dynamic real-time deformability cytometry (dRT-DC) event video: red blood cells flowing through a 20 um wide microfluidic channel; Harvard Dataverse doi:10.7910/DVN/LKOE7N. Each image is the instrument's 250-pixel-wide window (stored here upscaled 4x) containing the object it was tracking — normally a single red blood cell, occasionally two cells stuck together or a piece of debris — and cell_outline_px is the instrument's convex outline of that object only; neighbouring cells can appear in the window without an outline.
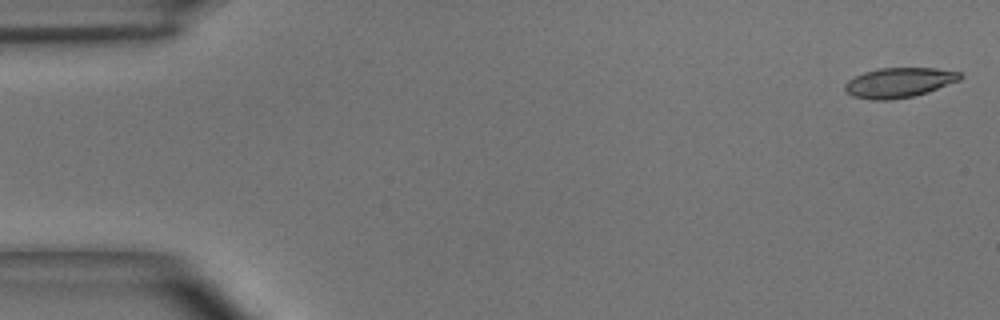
{"species": "common noctule bat (a hibernating species)", "species_latin": "Nyctalus noctula", "temperature_condition": "room temperature", "stored_images_in_passage": 49, "camera_frame_rate_fps": 3000, "um_per_image_px": 0.085, "animal": {"sex": "male", "body_mass_g": 15.6}, "frame": {"image": 1, "passage_image": 1, "time_ms": 0.0, "image_size_px": [1000, 320], "cell_outline_px": [[964, 76], [960, 80], [928, 92], [912, 96], [888, 100], [872, 100], [852, 96], [844, 88], [844, 84], [848, 80], [864, 72], [880, 68], [936, 68], [960, 72]], "centroid_in_image_um": [76.43, 7.01], "position_along_channel_um": 8.6, "area_um2": 20.0}}
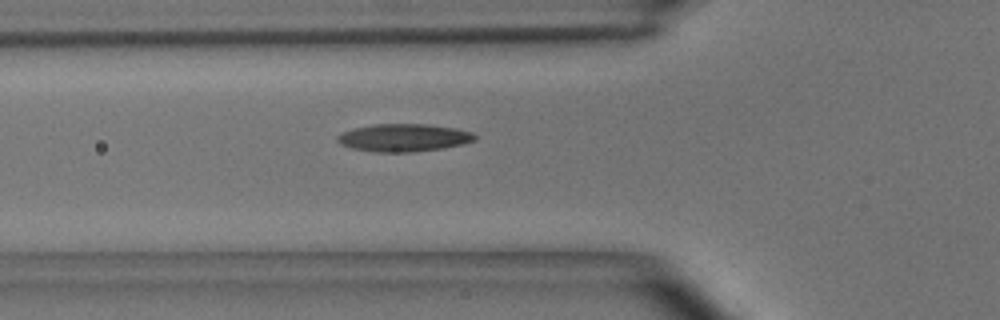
{"frame": {"image": 2, "passage_image": 17, "time_ms": 5.333, "image_size_px": [1000, 320], "cell_outline_px": [[476, 140], [464, 144], [440, 148], [412, 152], [376, 152], [352, 148], [340, 144], [336, 140], [336, 136], [352, 128], [372, 124], [428, 124], [456, 128], [472, 132], [476, 136]], "centroid_in_image_um": [34.31, 11.7], "position_along_channel_um": 91.5, "area_um2": 22.25}}
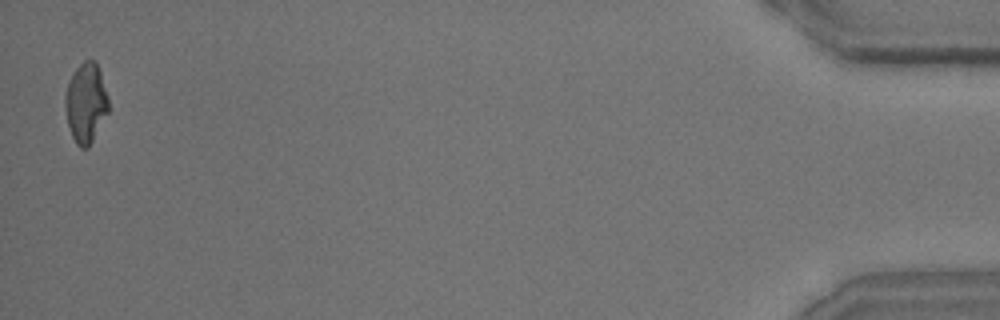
{"frame": {"image": 3, "passage_image": 49, "time_ms": 16.0, "image_size_px": [1000, 320], "cell_outline_px": [[108, 112], [88, 148], [80, 148], [76, 144], [72, 136], [68, 124], [64, 104], [64, 96], [68, 84], [76, 68], [84, 60], [96, 60], [108, 96]], "centroid_in_image_um": [7.29, 8.75], "position_along_channel_um": 427.9, "area_um2": 20.0}, "authors_computed_cell_mechanics": {"area_um2": 20.6924, "velocity_mm_per_s": 3.9845, "shape_relaxation_time_tau1_ms": 4.4967, "shape_relaxation_time_tau2_ms": 2.1171, "deformation_change_tau1": 0.1877, "deformation_change_tau2": 0.1072}}